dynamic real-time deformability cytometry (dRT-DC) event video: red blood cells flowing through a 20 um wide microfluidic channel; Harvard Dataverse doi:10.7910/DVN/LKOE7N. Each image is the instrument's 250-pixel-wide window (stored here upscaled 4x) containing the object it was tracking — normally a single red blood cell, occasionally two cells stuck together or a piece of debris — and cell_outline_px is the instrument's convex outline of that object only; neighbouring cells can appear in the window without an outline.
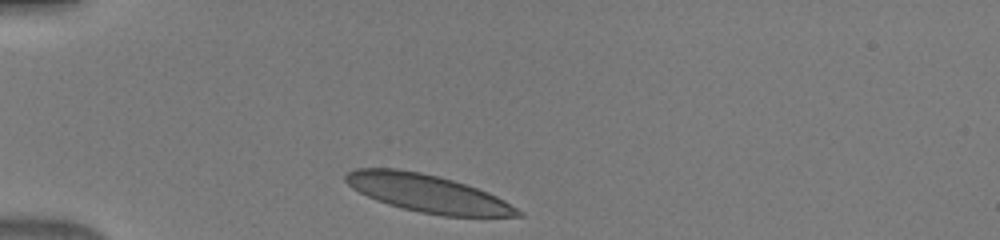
{"species": "human", "species_latin": "Homo sapiens", "temperature_condition": "warm", "stored_images_in_passage": 31, "camera_frame_rate_fps": 3000, "um_per_image_px": 0.085, "donor": {"sex": "male"}, "frame": {"image": 1, "passage_image": 1, "time_ms": 0.0, "image_size_px": [1000, 240], "cell_outline_px": [[524, 216], [444, 216], [420, 212], [388, 204], [376, 200], [352, 188], [344, 180], [344, 176], [352, 168], [396, 168], [420, 172], [452, 180], [488, 192], [504, 200], [524, 212]], "centroid_in_image_um": [36.33, 16.43], "position_along_channel_um": 48.7, "area_um2": 37.51}}
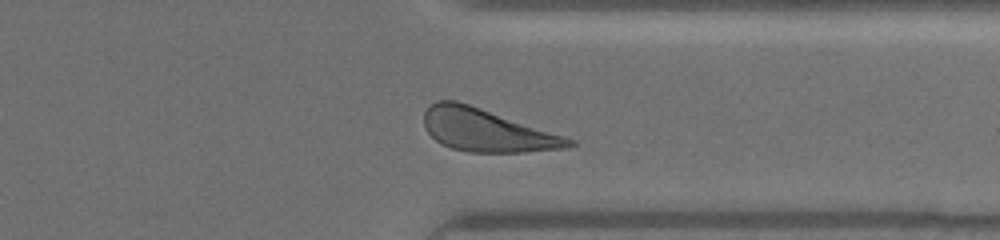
{"frame": {"image": 2, "passage_image": 27, "time_ms": 8.667, "image_size_px": [1000, 240], "cell_outline_px": [[576, 144], [568, 148], [524, 152], [468, 152], [452, 148], [440, 144], [424, 128], [424, 112], [436, 100], [456, 100], [576, 140]], "centroid_in_image_um": [41.36, 11.09], "position_along_channel_um": 370.0, "area_um2": 35.66}}